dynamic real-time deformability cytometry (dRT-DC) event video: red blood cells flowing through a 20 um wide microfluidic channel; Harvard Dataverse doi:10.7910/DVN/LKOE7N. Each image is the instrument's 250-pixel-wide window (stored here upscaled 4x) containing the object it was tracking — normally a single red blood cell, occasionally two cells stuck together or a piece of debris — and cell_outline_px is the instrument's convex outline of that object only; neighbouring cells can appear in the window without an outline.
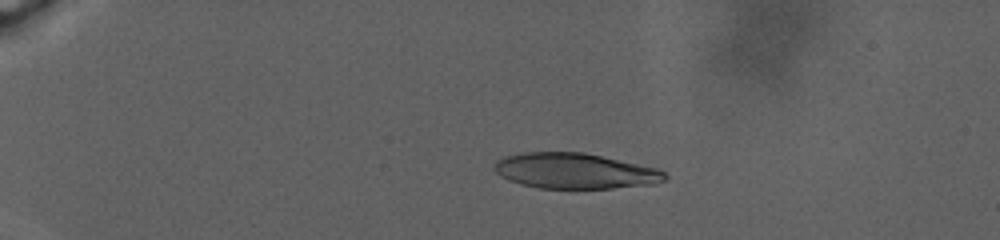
{"species": "human", "species_latin": "Homo sapiens", "temperature_condition": "warm", "stored_images_in_passage": 62, "camera_frame_rate_fps": 3000, "um_per_image_px": 0.085, "donor": {"sex": "male"}, "frame": {"image": 1, "passage_image": 16, "time_ms": 7.667, "image_size_px": [1000, 240], "cell_outline_px": [[668, 180], [652, 184], [612, 188], [540, 188], [520, 184], [508, 180], [500, 176], [492, 168], [496, 160], [504, 156], [520, 152], [584, 152], [656, 168], [664, 172], [668, 176]], "centroid_in_image_um": [48.82, 14.52], "position_along_channel_um": 36.2, "area_um2": 35.43}}
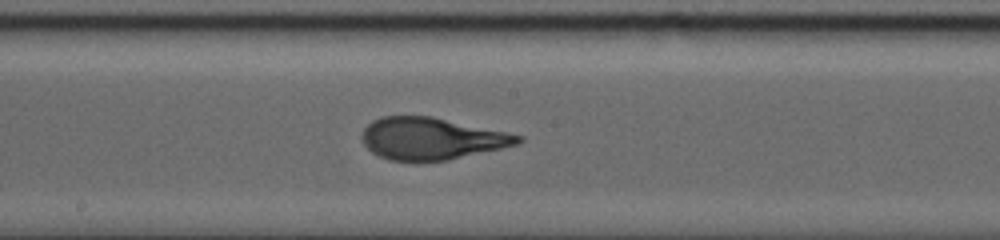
{"frame": {"image": 2, "passage_image": 40, "time_ms": 19.333, "image_size_px": [1000, 240], "cell_outline_px": [[524, 140], [516, 144], [500, 148], [448, 160], [388, 160], [372, 152], [364, 144], [360, 136], [364, 128], [372, 120], [384, 116], [432, 116], [524, 136]], "centroid_in_image_um": [36.65, 11.76], "position_along_channel_um": 211.6, "area_um2": 37.74}}
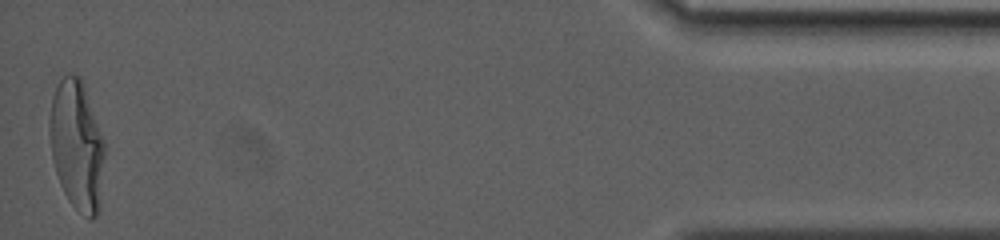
{"frame": {"image": 3, "passage_image": 62, "time_ms": 32.0, "image_size_px": [1000, 240], "cell_outline_px": [[104, 156], [100, 212], [92, 220], [88, 220], [68, 200], [60, 184], [56, 172], [52, 156], [48, 128], [48, 120], [52, 96], [60, 80], [68, 72], [72, 72], [80, 76], [84, 84], [104, 140]], "centroid_in_image_um": [6.53, 12.35], "position_along_channel_um": 428.7, "area_um2": 42.14}, "authors_computed_cell_mechanics": {"area_um2": 37.8012, "velocity_mm_per_s": 2.263, "shape_relaxation_time_tau1_ms": 9.0492, "shape_relaxation_time_tau2_ms": null, "deformation_change_tau1": 0.2785, "deformation_change_tau2": null}}